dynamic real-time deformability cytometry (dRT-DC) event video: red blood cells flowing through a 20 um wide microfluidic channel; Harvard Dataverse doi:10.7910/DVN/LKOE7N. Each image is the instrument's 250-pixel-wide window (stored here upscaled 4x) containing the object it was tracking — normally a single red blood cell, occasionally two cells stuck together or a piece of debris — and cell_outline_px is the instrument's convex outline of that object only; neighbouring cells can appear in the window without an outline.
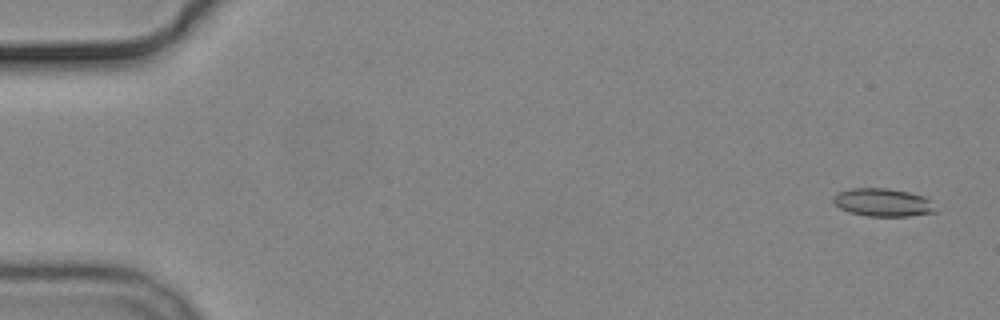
{"species": "common noctule bat (a hibernating species)", "species_latin": "Nyctalus noctula", "temperature_condition": "cold", "stored_images_in_passage": 5, "camera_frame_rate_fps": 3000, "um_per_image_px": 0.085, "animal": {"sex": "male", "body_mass_g": 19.2, "forearm_length_mm": 51.8}, "frame": {"image": 1, "passage_image": 1, "time_ms": 0.0, "image_size_px": [1000, 320], "cell_outline_px": [[936, 212], [908, 216], [868, 216], [848, 212], [840, 208], [832, 200], [832, 196], [836, 192], [852, 188], [888, 188], [908, 192], [924, 196], [928, 200]], "centroid_in_image_um": [74.97, 17.2], "position_along_channel_um": 10.0, "area_um2": 16.59}}
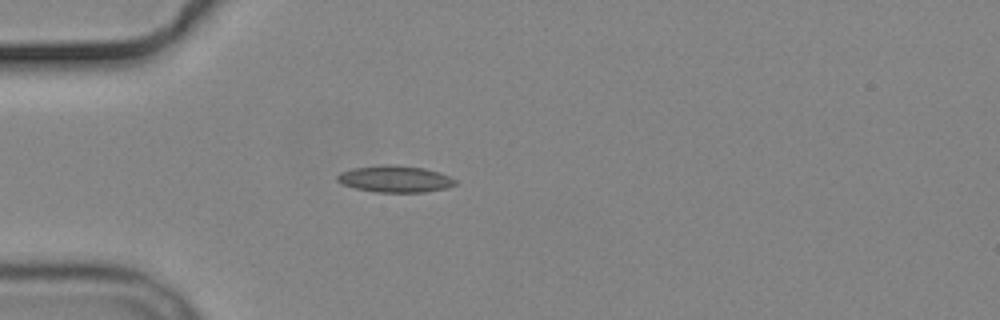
{"frame": {"image": 2, "passage_image": 5, "time_ms": 4.667, "image_size_px": [1000, 320], "cell_outline_px": [[460, 184], [444, 188], [424, 192], [376, 192], [356, 188], [344, 184], [336, 180], [336, 176], [340, 172], [352, 168], [384, 164], [392, 164], [424, 168], [448, 176], [456, 180]], "centroid_in_image_um": [33.57, 15.2], "position_along_channel_um": 51.4, "area_um2": 18.26}}